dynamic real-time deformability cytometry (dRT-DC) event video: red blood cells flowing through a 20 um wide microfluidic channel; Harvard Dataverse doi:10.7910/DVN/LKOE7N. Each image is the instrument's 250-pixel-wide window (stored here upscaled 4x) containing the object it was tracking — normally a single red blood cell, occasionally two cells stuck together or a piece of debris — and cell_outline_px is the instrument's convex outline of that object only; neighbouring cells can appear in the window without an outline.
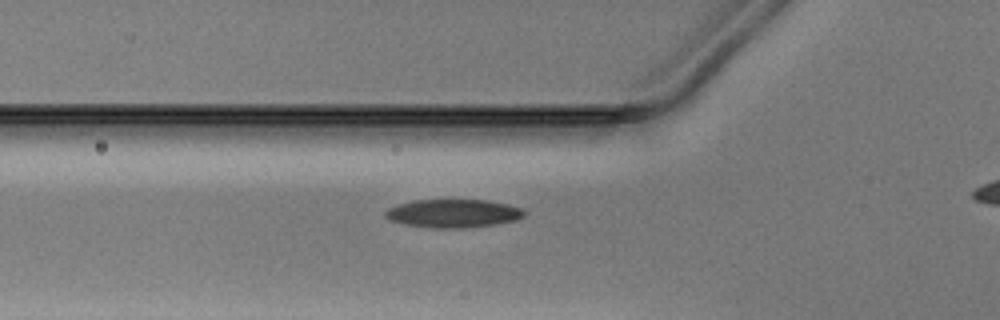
{"species": "Egyptian fruit bat (a non-hibernating species)", "species_latin": "Rousettus aegyptiacus", "temperature_condition": "warm", "stored_images_in_passage": 29, "camera_frame_rate_fps": 3000, "um_per_image_px": 0.085, "animal": {"sex": "male"}, "frame": {"image": 1, "passage_image": 2, "time_ms": 0.333, "image_size_px": [1000, 320], "cell_outline_px": [[524, 216], [516, 220], [496, 224], [464, 228], [432, 228], [404, 224], [388, 220], [384, 216], [384, 212], [388, 208], [396, 204], [416, 200], [488, 200], [508, 204], [524, 208]], "centroid_in_image_um": [38.51, 18.14], "position_along_channel_um": 87.3, "area_um2": 23.12}}
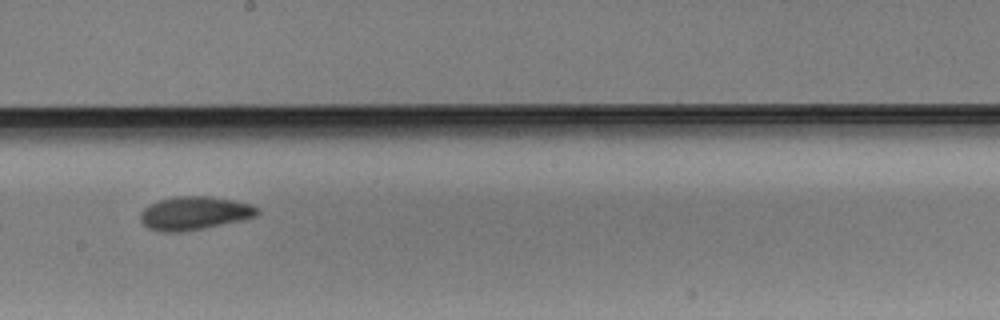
{"frame": {"image": 2, "passage_image": 13, "time_ms": 4.0, "image_size_px": [1000, 320], "cell_outline_px": [[260, 212], [256, 216], [244, 220], [184, 232], [164, 232], [148, 228], [140, 220], [140, 212], [148, 204], [160, 200], [176, 196], [208, 196], [236, 200], [252, 204], [260, 208]], "centroid_in_image_um": [16.56, 18.12], "position_along_channel_um": 231.6, "area_um2": 23.06}}
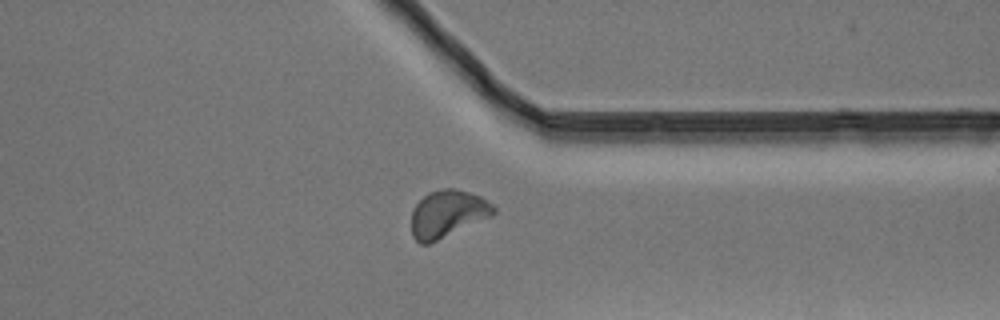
{"frame": {"image": 3, "passage_image": 24, "time_ms": 7.667, "image_size_px": [1000, 320], "cell_outline_px": [[496, 212], [492, 216], [428, 244], [420, 244], [412, 236], [412, 208], [428, 192], [444, 188], [456, 188], [480, 196], [492, 204], [496, 208]], "centroid_in_image_um": [38.04, 18.16], "position_along_channel_um": 373.4, "area_um2": 22.54}}